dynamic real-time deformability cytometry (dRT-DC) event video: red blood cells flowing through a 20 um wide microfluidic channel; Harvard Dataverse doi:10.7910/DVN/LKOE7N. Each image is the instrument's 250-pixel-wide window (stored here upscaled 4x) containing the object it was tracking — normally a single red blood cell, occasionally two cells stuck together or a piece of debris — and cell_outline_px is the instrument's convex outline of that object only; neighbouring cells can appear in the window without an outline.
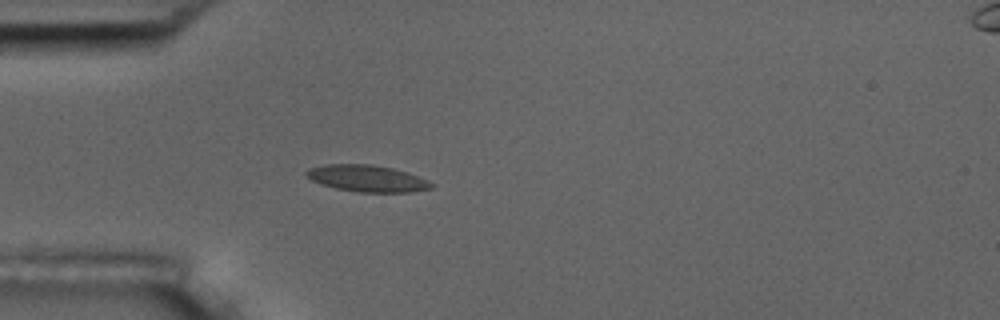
{"species": "common noctule bat (a hibernating species)", "species_latin": "Nyctalus noctula", "temperature_condition": "room temperature", "stored_images_in_passage": 4, "camera_frame_rate_fps": 3000, "um_per_image_px": 0.085, "animal": {"sex": "male", "body_mass_g": 17.5, "forearm_length_mm": 52.3}, "frame": {"image": 1, "passage_image": 4, "time_ms": 3.667, "image_size_px": [1000, 320], "cell_outline_px": [[436, 184], [432, 188], [412, 192], [360, 192], [336, 188], [320, 184], [312, 180], [304, 172], [308, 168], [324, 164], [372, 164], [392, 168], [408, 172], [428, 180]], "centroid_in_image_um": [31.23, 15.16], "position_along_channel_um": 53.8, "area_um2": 19.54}}